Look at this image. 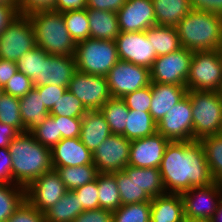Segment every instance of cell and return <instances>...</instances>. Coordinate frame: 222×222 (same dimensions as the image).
Instances as JSON below:
<instances>
[{"label": "cell", "mask_w": 222, "mask_h": 222, "mask_svg": "<svg viewBox=\"0 0 222 222\" xmlns=\"http://www.w3.org/2000/svg\"><path fill=\"white\" fill-rule=\"evenodd\" d=\"M159 171L166 193L181 194L214 182L199 140L170 141Z\"/></svg>", "instance_id": "cell-1"}, {"label": "cell", "mask_w": 222, "mask_h": 222, "mask_svg": "<svg viewBox=\"0 0 222 222\" xmlns=\"http://www.w3.org/2000/svg\"><path fill=\"white\" fill-rule=\"evenodd\" d=\"M12 159L13 181L27 187L38 177L53 170L51 149L41 145L31 132H22L8 147Z\"/></svg>", "instance_id": "cell-2"}, {"label": "cell", "mask_w": 222, "mask_h": 222, "mask_svg": "<svg viewBox=\"0 0 222 222\" xmlns=\"http://www.w3.org/2000/svg\"><path fill=\"white\" fill-rule=\"evenodd\" d=\"M181 47L191 52L220 50L222 16L191 10L176 26Z\"/></svg>", "instance_id": "cell-3"}, {"label": "cell", "mask_w": 222, "mask_h": 222, "mask_svg": "<svg viewBox=\"0 0 222 222\" xmlns=\"http://www.w3.org/2000/svg\"><path fill=\"white\" fill-rule=\"evenodd\" d=\"M27 16L33 25L36 46L51 55H75L76 43L65 26L61 12L37 10Z\"/></svg>", "instance_id": "cell-4"}, {"label": "cell", "mask_w": 222, "mask_h": 222, "mask_svg": "<svg viewBox=\"0 0 222 222\" xmlns=\"http://www.w3.org/2000/svg\"><path fill=\"white\" fill-rule=\"evenodd\" d=\"M193 140L217 135L222 120V92L191 90Z\"/></svg>", "instance_id": "cell-5"}, {"label": "cell", "mask_w": 222, "mask_h": 222, "mask_svg": "<svg viewBox=\"0 0 222 222\" xmlns=\"http://www.w3.org/2000/svg\"><path fill=\"white\" fill-rule=\"evenodd\" d=\"M76 70L106 76L119 60L114 40L88 38L76 43Z\"/></svg>", "instance_id": "cell-6"}, {"label": "cell", "mask_w": 222, "mask_h": 222, "mask_svg": "<svg viewBox=\"0 0 222 222\" xmlns=\"http://www.w3.org/2000/svg\"><path fill=\"white\" fill-rule=\"evenodd\" d=\"M186 88L222 92V55L220 50L193 52Z\"/></svg>", "instance_id": "cell-7"}, {"label": "cell", "mask_w": 222, "mask_h": 222, "mask_svg": "<svg viewBox=\"0 0 222 222\" xmlns=\"http://www.w3.org/2000/svg\"><path fill=\"white\" fill-rule=\"evenodd\" d=\"M36 47L33 25L27 15H18L0 34V58L16 62Z\"/></svg>", "instance_id": "cell-8"}, {"label": "cell", "mask_w": 222, "mask_h": 222, "mask_svg": "<svg viewBox=\"0 0 222 222\" xmlns=\"http://www.w3.org/2000/svg\"><path fill=\"white\" fill-rule=\"evenodd\" d=\"M192 57L193 52L184 47L157 57L150 68V81L186 86Z\"/></svg>", "instance_id": "cell-9"}, {"label": "cell", "mask_w": 222, "mask_h": 222, "mask_svg": "<svg viewBox=\"0 0 222 222\" xmlns=\"http://www.w3.org/2000/svg\"><path fill=\"white\" fill-rule=\"evenodd\" d=\"M106 79L112 98H122L151 83L149 68L120 59L108 72Z\"/></svg>", "instance_id": "cell-10"}, {"label": "cell", "mask_w": 222, "mask_h": 222, "mask_svg": "<svg viewBox=\"0 0 222 222\" xmlns=\"http://www.w3.org/2000/svg\"><path fill=\"white\" fill-rule=\"evenodd\" d=\"M185 219L209 221L222 200V183L193 187L180 194Z\"/></svg>", "instance_id": "cell-11"}, {"label": "cell", "mask_w": 222, "mask_h": 222, "mask_svg": "<svg viewBox=\"0 0 222 222\" xmlns=\"http://www.w3.org/2000/svg\"><path fill=\"white\" fill-rule=\"evenodd\" d=\"M87 110H99L110 98L106 76L76 70L68 88Z\"/></svg>", "instance_id": "cell-12"}, {"label": "cell", "mask_w": 222, "mask_h": 222, "mask_svg": "<svg viewBox=\"0 0 222 222\" xmlns=\"http://www.w3.org/2000/svg\"><path fill=\"white\" fill-rule=\"evenodd\" d=\"M67 191L59 175L53 169L32 181L25 188V200L39 212L44 213L55 205Z\"/></svg>", "instance_id": "cell-13"}, {"label": "cell", "mask_w": 222, "mask_h": 222, "mask_svg": "<svg viewBox=\"0 0 222 222\" xmlns=\"http://www.w3.org/2000/svg\"><path fill=\"white\" fill-rule=\"evenodd\" d=\"M131 140L120 134H111L92 153L93 164L99 173L123 171L129 163Z\"/></svg>", "instance_id": "cell-14"}, {"label": "cell", "mask_w": 222, "mask_h": 222, "mask_svg": "<svg viewBox=\"0 0 222 222\" xmlns=\"http://www.w3.org/2000/svg\"><path fill=\"white\" fill-rule=\"evenodd\" d=\"M157 132L170 141L193 140L192 103L188 95L157 123Z\"/></svg>", "instance_id": "cell-15"}, {"label": "cell", "mask_w": 222, "mask_h": 222, "mask_svg": "<svg viewBox=\"0 0 222 222\" xmlns=\"http://www.w3.org/2000/svg\"><path fill=\"white\" fill-rule=\"evenodd\" d=\"M115 42L120 60L150 69L157 58L155 49L146 36V31L120 32Z\"/></svg>", "instance_id": "cell-16"}, {"label": "cell", "mask_w": 222, "mask_h": 222, "mask_svg": "<svg viewBox=\"0 0 222 222\" xmlns=\"http://www.w3.org/2000/svg\"><path fill=\"white\" fill-rule=\"evenodd\" d=\"M170 140L156 132L131 140L128 165L138 168H159Z\"/></svg>", "instance_id": "cell-17"}, {"label": "cell", "mask_w": 222, "mask_h": 222, "mask_svg": "<svg viewBox=\"0 0 222 222\" xmlns=\"http://www.w3.org/2000/svg\"><path fill=\"white\" fill-rule=\"evenodd\" d=\"M117 17L120 32H141L156 25L152 0H126Z\"/></svg>", "instance_id": "cell-18"}, {"label": "cell", "mask_w": 222, "mask_h": 222, "mask_svg": "<svg viewBox=\"0 0 222 222\" xmlns=\"http://www.w3.org/2000/svg\"><path fill=\"white\" fill-rule=\"evenodd\" d=\"M76 71L75 56L47 54L41 60L40 78L33 81V86L57 85L68 87Z\"/></svg>", "instance_id": "cell-19"}, {"label": "cell", "mask_w": 222, "mask_h": 222, "mask_svg": "<svg viewBox=\"0 0 222 222\" xmlns=\"http://www.w3.org/2000/svg\"><path fill=\"white\" fill-rule=\"evenodd\" d=\"M52 167L81 166L93 164V154L79 137L61 139L51 148Z\"/></svg>", "instance_id": "cell-20"}, {"label": "cell", "mask_w": 222, "mask_h": 222, "mask_svg": "<svg viewBox=\"0 0 222 222\" xmlns=\"http://www.w3.org/2000/svg\"><path fill=\"white\" fill-rule=\"evenodd\" d=\"M186 86L151 82L149 113L159 123L169 110L187 95Z\"/></svg>", "instance_id": "cell-21"}, {"label": "cell", "mask_w": 222, "mask_h": 222, "mask_svg": "<svg viewBox=\"0 0 222 222\" xmlns=\"http://www.w3.org/2000/svg\"><path fill=\"white\" fill-rule=\"evenodd\" d=\"M109 125L99 110H88L82 117L80 140L92 153L111 135Z\"/></svg>", "instance_id": "cell-22"}, {"label": "cell", "mask_w": 222, "mask_h": 222, "mask_svg": "<svg viewBox=\"0 0 222 222\" xmlns=\"http://www.w3.org/2000/svg\"><path fill=\"white\" fill-rule=\"evenodd\" d=\"M151 222H184V205L180 194L166 193L151 199Z\"/></svg>", "instance_id": "cell-23"}, {"label": "cell", "mask_w": 222, "mask_h": 222, "mask_svg": "<svg viewBox=\"0 0 222 222\" xmlns=\"http://www.w3.org/2000/svg\"><path fill=\"white\" fill-rule=\"evenodd\" d=\"M19 105L25 132H31L38 125L42 124L50 115L35 87L25 96L19 98Z\"/></svg>", "instance_id": "cell-24"}, {"label": "cell", "mask_w": 222, "mask_h": 222, "mask_svg": "<svg viewBox=\"0 0 222 222\" xmlns=\"http://www.w3.org/2000/svg\"><path fill=\"white\" fill-rule=\"evenodd\" d=\"M90 38L114 40L119 36L120 28L116 12L87 9Z\"/></svg>", "instance_id": "cell-25"}, {"label": "cell", "mask_w": 222, "mask_h": 222, "mask_svg": "<svg viewBox=\"0 0 222 222\" xmlns=\"http://www.w3.org/2000/svg\"><path fill=\"white\" fill-rule=\"evenodd\" d=\"M122 205L151 202V197L136 182V167L127 165L123 171L113 172Z\"/></svg>", "instance_id": "cell-26"}, {"label": "cell", "mask_w": 222, "mask_h": 222, "mask_svg": "<svg viewBox=\"0 0 222 222\" xmlns=\"http://www.w3.org/2000/svg\"><path fill=\"white\" fill-rule=\"evenodd\" d=\"M156 25L176 27L192 10L189 0H152Z\"/></svg>", "instance_id": "cell-27"}, {"label": "cell", "mask_w": 222, "mask_h": 222, "mask_svg": "<svg viewBox=\"0 0 222 222\" xmlns=\"http://www.w3.org/2000/svg\"><path fill=\"white\" fill-rule=\"evenodd\" d=\"M146 36L155 49L157 57L181 48L176 27L154 25L146 30Z\"/></svg>", "instance_id": "cell-28"}, {"label": "cell", "mask_w": 222, "mask_h": 222, "mask_svg": "<svg viewBox=\"0 0 222 222\" xmlns=\"http://www.w3.org/2000/svg\"><path fill=\"white\" fill-rule=\"evenodd\" d=\"M83 211L76 193L67 191L55 205L44 212V218L46 222H73Z\"/></svg>", "instance_id": "cell-29"}, {"label": "cell", "mask_w": 222, "mask_h": 222, "mask_svg": "<svg viewBox=\"0 0 222 222\" xmlns=\"http://www.w3.org/2000/svg\"><path fill=\"white\" fill-rule=\"evenodd\" d=\"M68 191L96 180L99 172L94 164L54 168Z\"/></svg>", "instance_id": "cell-30"}, {"label": "cell", "mask_w": 222, "mask_h": 222, "mask_svg": "<svg viewBox=\"0 0 222 222\" xmlns=\"http://www.w3.org/2000/svg\"><path fill=\"white\" fill-rule=\"evenodd\" d=\"M157 132V123L149 112L129 110L125 132L122 134L129 140L144 138Z\"/></svg>", "instance_id": "cell-31"}, {"label": "cell", "mask_w": 222, "mask_h": 222, "mask_svg": "<svg viewBox=\"0 0 222 222\" xmlns=\"http://www.w3.org/2000/svg\"><path fill=\"white\" fill-rule=\"evenodd\" d=\"M97 187L100 208L115 211L122 205L117 181L112 173H99Z\"/></svg>", "instance_id": "cell-32"}, {"label": "cell", "mask_w": 222, "mask_h": 222, "mask_svg": "<svg viewBox=\"0 0 222 222\" xmlns=\"http://www.w3.org/2000/svg\"><path fill=\"white\" fill-rule=\"evenodd\" d=\"M112 134L125 132L129 109L122 98H110L101 108Z\"/></svg>", "instance_id": "cell-33"}, {"label": "cell", "mask_w": 222, "mask_h": 222, "mask_svg": "<svg viewBox=\"0 0 222 222\" xmlns=\"http://www.w3.org/2000/svg\"><path fill=\"white\" fill-rule=\"evenodd\" d=\"M25 201V187L0 184V222H5Z\"/></svg>", "instance_id": "cell-34"}, {"label": "cell", "mask_w": 222, "mask_h": 222, "mask_svg": "<svg viewBox=\"0 0 222 222\" xmlns=\"http://www.w3.org/2000/svg\"><path fill=\"white\" fill-rule=\"evenodd\" d=\"M205 151L210 174L215 182L222 183V136H207L200 140Z\"/></svg>", "instance_id": "cell-35"}, {"label": "cell", "mask_w": 222, "mask_h": 222, "mask_svg": "<svg viewBox=\"0 0 222 222\" xmlns=\"http://www.w3.org/2000/svg\"><path fill=\"white\" fill-rule=\"evenodd\" d=\"M63 20L75 43L90 38V27L87 8L63 12Z\"/></svg>", "instance_id": "cell-36"}, {"label": "cell", "mask_w": 222, "mask_h": 222, "mask_svg": "<svg viewBox=\"0 0 222 222\" xmlns=\"http://www.w3.org/2000/svg\"><path fill=\"white\" fill-rule=\"evenodd\" d=\"M151 202L121 205L113 211L112 222H150Z\"/></svg>", "instance_id": "cell-37"}, {"label": "cell", "mask_w": 222, "mask_h": 222, "mask_svg": "<svg viewBox=\"0 0 222 222\" xmlns=\"http://www.w3.org/2000/svg\"><path fill=\"white\" fill-rule=\"evenodd\" d=\"M0 122L15 127L20 133L25 132L18 97L6 93L0 95Z\"/></svg>", "instance_id": "cell-38"}, {"label": "cell", "mask_w": 222, "mask_h": 222, "mask_svg": "<svg viewBox=\"0 0 222 222\" xmlns=\"http://www.w3.org/2000/svg\"><path fill=\"white\" fill-rule=\"evenodd\" d=\"M136 182L151 198L166 194L159 168L136 167Z\"/></svg>", "instance_id": "cell-39"}, {"label": "cell", "mask_w": 222, "mask_h": 222, "mask_svg": "<svg viewBox=\"0 0 222 222\" xmlns=\"http://www.w3.org/2000/svg\"><path fill=\"white\" fill-rule=\"evenodd\" d=\"M88 110L83 103L69 90L54 104L49 111L50 116H64L72 118H82Z\"/></svg>", "instance_id": "cell-40"}, {"label": "cell", "mask_w": 222, "mask_h": 222, "mask_svg": "<svg viewBox=\"0 0 222 222\" xmlns=\"http://www.w3.org/2000/svg\"><path fill=\"white\" fill-rule=\"evenodd\" d=\"M47 54L43 49L36 46L16 61L18 71L29 77L32 81L40 78L41 60Z\"/></svg>", "instance_id": "cell-41"}, {"label": "cell", "mask_w": 222, "mask_h": 222, "mask_svg": "<svg viewBox=\"0 0 222 222\" xmlns=\"http://www.w3.org/2000/svg\"><path fill=\"white\" fill-rule=\"evenodd\" d=\"M31 133L41 145L50 149L62 139L61 134H58V121H55L50 115L42 124L34 128Z\"/></svg>", "instance_id": "cell-42"}, {"label": "cell", "mask_w": 222, "mask_h": 222, "mask_svg": "<svg viewBox=\"0 0 222 222\" xmlns=\"http://www.w3.org/2000/svg\"><path fill=\"white\" fill-rule=\"evenodd\" d=\"M151 83L147 87L136 90L122 97L129 110L149 112L151 106Z\"/></svg>", "instance_id": "cell-43"}, {"label": "cell", "mask_w": 222, "mask_h": 222, "mask_svg": "<svg viewBox=\"0 0 222 222\" xmlns=\"http://www.w3.org/2000/svg\"><path fill=\"white\" fill-rule=\"evenodd\" d=\"M73 191L76 193L78 201L82 203L84 211L100 208L98 200L99 191L97 187V177L96 180L78 187Z\"/></svg>", "instance_id": "cell-44"}, {"label": "cell", "mask_w": 222, "mask_h": 222, "mask_svg": "<svg viewBox=\"0 0 222 222\" xmlns=\"http://www.w3.org/2000/svg\"><path fill=\"white\" fill-rule=\"evenodd\" d=\"M32 88H34L33 81L17 71L3 87V93L20 98L25 96Z\"/></svg>", "instance_id": "cell-45"}, {"label": "cell", "mask_w": 222, "mask_h": 222, "mask_svg": "<svg viewBox=\"0 0 222 222\" xmlns=\"http://www.w3.org/2000/svg\"><path fill=\"white\" fill-rule=\"evenodd\" d=\"M5 222H46L44 213L32 207L26 200Z\"/></svg>", "instance_id": "cell-46"}, {"label": "cell", "mask_w": 222, "mask_h": 222, "mask_svg": "<svg viewBox=\"0 0 222 222\" xmlns=\"http://www.w3.org/2000/svg\"><path fill=\"white\" fill-rule=\"evenodd\" d=\"M58 121V134L62 139L80 137L82 118H72L64 116H51Z\"/></svg>", "instance_id": "cell-47"}, {"label": "cell", "mask_w": 222, "mask_h": 222, "mask_svg": "<svg viewBox=\"0 0 222 222\" xmlns=\"http://www.w3.org/2000/svg\"><path fill=\"white\" fill-rule=\"evenodd\" d=\"M38 92L39 96H41V100L43 101L44 106L48 111H50L54 104L57 103L59 98L63 96L66 92L68 87L57 86V85H43L35 87Z\"/></svg>", "instance_id": "cell-48"}, {"label": "cell", "mask_w": 222, "mask_h": 222, "mask_svg": "<svg viewBox=\"0 0 222 222\" xmlns=\"http://www.w3.org/2000/svg\"><path fill=\"white\" fill-rule=\"evenodd\" d=\"M113 211L107 209L86 210L80 213L73 222H112Z\"/></svg>", "instance_id": "cell-49"}, {"label": "cell", "mask_w": 222, "mask_h": 222, "mask_svg": "<svg viewBox=\"0 0 222 222\" xmlns=\"http://www.w3.org/2000/svg\"><path fill=\"white\" fill-rule=\"evenodd\" d=\"M0 184H16L12 176V159L8 148H0Z\"/></svg>", "instance_id": "cell-50"}, {"label": "cell", "mask_w": 222, "mask_h": 222, "mask_svg": "<svg viewBox=\"0 0 222 222\" xmlns=\"http://www.w3.org/2000/svg\"><path fill=\"white\" fill-rule=\"evenodd\" d=\"M55 0H19L20 15H28L37 10L52 9Z\"/></svg>", "instance_id": "cell-51"}, {"label": "cell", "mask_w": 222, "mask_h": 222, "mask_svg": "<svg viewBox=\"0 0 222 222\" xmlns=\"http://www.w3.org/2000/svg\"><path fill=\"white\" fill-rule=\"evenodd\" d=\"M193 10L211 12L222 16V0H189Z\"/></svg>", "instance_id": "cell-52"}, {"label": "cell", "mask_w": 222, "mask_h": 222, "mask_svg": "<svg viewBox=\"0 0 222 222\" xmlns=\"http://www.w3.org/2000/svg\"><path fill=\"white\" fill-rule=\"evenodd\" d=\"M126 0H87V9L118 12Z\"/></svg>", "instance_id": "cell-53"}, {"label": "cell", "mask_w": 222, "mask_h": 222, "mask_svg": "<svg viewBox=\"0 0 222 222\" xmlns=\"http://www.w3.org/2000/svg\"><path fill=\"white\" fill-rule=\"evenodd\" d=\"M87 8V0H55L52 10L66 12L71 10H81Z\"/></svg>", "instance_id": "cell-54"}, {"label": "cell", "mask_w": 222, "mask_h": 222, "mask_svg": "<svg viewBox=\"0 0 222 222\" xmlns=\"http://www.w3.org/2000/svg\"><path fill=\"white\" fill-rule=\"evenodd\" d=\"M17 71L16 62L0 58V86L3 88Z\"/></svg>", "instance_id": "cell-55"}, {"label": "cell", "mask_w": 222, "mask_h": 222, "mask_svg": "<svg viewBox=\"0 0 222 222\" xmlns=\"http://www.w3.org/2000/svg\"><path fill=\"white\" fill-rule=\"evenodd\" d=\"M19 134L20 132L15 127L0 122V148H8Z\"/></svg>", "instance_id": "cell-56"}, {"label": "cell", "mask_w": 222, "mask_h": 222, "mask_svg": "<svg viewBox=\"0 0 222 222\" xmlns=\"http://www.w3.org/2000/svg\"><path fill=\"white\" fill-rule=\"evenodd\" d=\"M19 14L17 8L0 5V34Z\"/></svg>", "instance_id": "cell-57"}, {"label": "cell", "mask_w": 222, "mask_h": 222, "mask_svg": "<svg viewBox=\"0 0 222 222\" xmlns=\"http://www.w3.org/2000/svg\"><path fill=\"white\" fill-rule=\"evenodd\" d=\"M209 222H222V200L220 201L216 211L214 212Z\"/></svg>", "instance_id": "cell-58"}, {"label": "cell", "mask_w": 222, "mask_h": 222, "mask_svg": "<svg viewBox=\"0 0 222 222\" xmlns=\"http://www.w3.org/2000/svg\"><path fill=\"white\" fill-rule=\"evenodd\" d=\"M0 5H5L19 10V0H0Z\"/></svg>", "instance_id": "cell-59"}, {"label": "cell", "mask_w": 222, "mask_h": 222, "mask_svg": "<svg viewBox=\"0 0 222 222\" xmlns=\"http://www.w3.org/2000/svg\"><path fill=\"white\" fill-rule=\"evenodd\" d=\"M184 222H209V221H206V220H191V219H185Z\"/></svg>", "instance_id": "cell-60"}, {"label": "cell", "mask_w": 222, "mask_h": 222, "mask_svg": "<svg viewBox=\"0 0 222 222\" xmlns=\"http://www.w3.org/2000/svg\"><path fill=\"white\" fill-rule=\"evenodd\" d=\"M218 135L222 136V120H221V126H220V129H219Z\"/></svg>", "instance_id": "cell-61"}, {"label": "cell", "mask_w": 222, "mask_h": 222, "mask_svg": "<svg viewBox=\"0 0 222 222\" xmlns=\"http://www.w3.org/2000/svg\"><path fill=\"white\" fill-rule=\"evenodd\" d=\"M3 93V88L0 86V95Z\"/></svg>", "instance_id": "cell-62"}, {"label": "cell", "mask_w": 222, "mask_h": 222, "mask_svg": "<svg viewBox=\"0 0 222 222\" xmlns=\"http://www.w3.org/2000/svg\"><path fill=\"white\" fill-rule=\"evenodd\" d=\"M220 52H221V55H222V43H221V47H220Z\"/></svg>", "instance_id": "cell-63"}]
</instances>
